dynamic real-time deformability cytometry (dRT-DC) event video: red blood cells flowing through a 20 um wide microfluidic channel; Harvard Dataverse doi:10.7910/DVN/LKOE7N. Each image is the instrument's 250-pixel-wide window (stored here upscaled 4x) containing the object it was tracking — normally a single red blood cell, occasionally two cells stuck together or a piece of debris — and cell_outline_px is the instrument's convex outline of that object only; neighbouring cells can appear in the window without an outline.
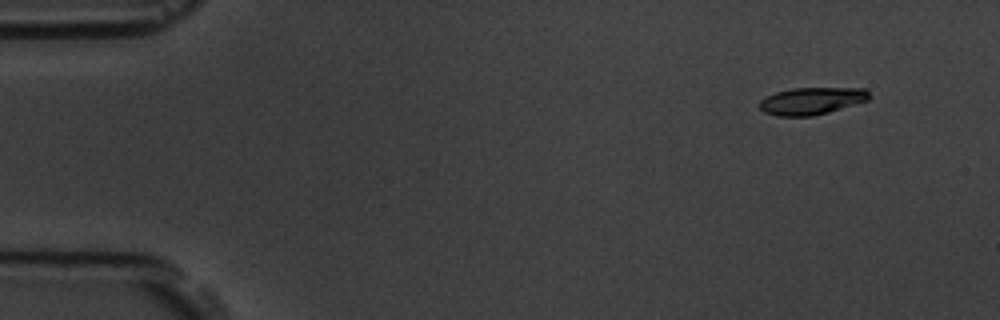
{"species": "common noctule bat (a hibernating species)", "species_latin": "Nyctalus noctula", "temperature_condition": "room temperature", "stored_images_in_passage": 5, "camera_frame_rate_fps": 3000, "um_per_image_px": 0.085, "animal": {"sex": "male", "body_mass_g": 19.5, "forearm_length_mm": 54.6}, "frame": {"image": 1, "passage_image": 2, "time_ms": 1.0, "image_size_px": [1000, 320], "cell_outline_px": [[872, 96], [868, 100], [828, 112], [812, 116], [776, 116], [764, 112], [760, 108], [760, 100], [764, 96], [776, 92], [792, 88], [864, 88]], "centroid_in_image_um": [68.97, 8.57], "position_along_channel_um": 16.0, "area_um2": 17.4}}
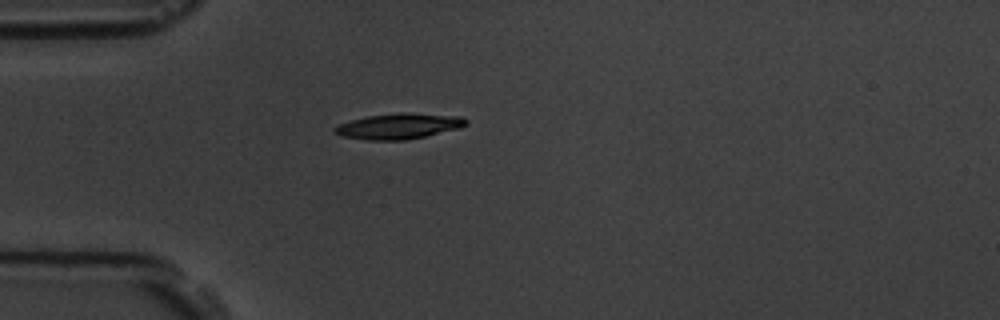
{"frame": {"image": 2, "passage_image": 5, "time_ms": 4.667, "image_size_px": [1000, 320], "cell_outline_px": [[468, 124], [460, 128], [424, 136], [404, 140], [368, 140], [340, 136], [332, 132], [332, 128], [336, 124], [368, 116], [400, 112], [408, 112], [460, 116], [468, 120]], "centroid_in_image_um": [33.86, 10.72], "position_along_channel_um": 51.1, "area_um2": 19.77}}